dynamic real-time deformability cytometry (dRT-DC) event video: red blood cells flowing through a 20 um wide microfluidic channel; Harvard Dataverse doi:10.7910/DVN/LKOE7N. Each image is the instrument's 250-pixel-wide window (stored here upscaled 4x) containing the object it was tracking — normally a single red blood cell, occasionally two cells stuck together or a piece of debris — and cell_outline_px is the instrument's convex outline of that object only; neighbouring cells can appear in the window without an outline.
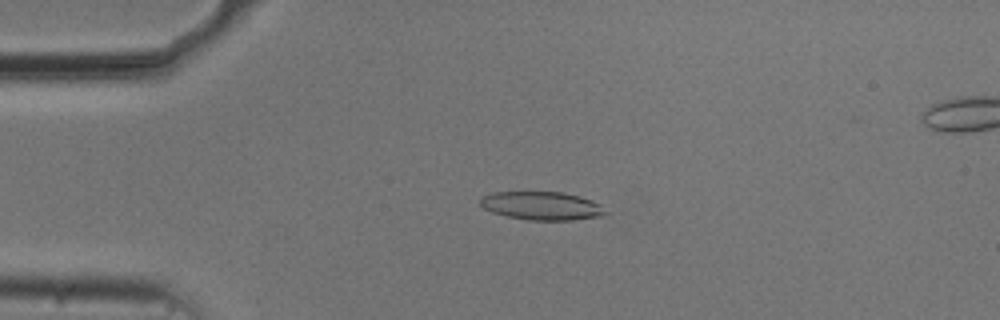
{"species": "common noctule bat (a hibernating species)", "species_latin": "Nyctalus noctula", "temperature_condition": "cold", "stored_images_in_passage": 55, "camera_frame_rate_fps": 3000, "um_per_image_px": 0.085, "animal": {"sex": "male", "body_mass_g": 20.5, "forearm_length_mm": 52.5}, "frame": {"image": 1, "passage_image": 12, "time_ms": 3.667, "image_size_px": [1000, 320], "cell_outline_px": [[604, 216], [572, 220], [528, 220], [508, 216], [492, 212], [484, 208], [480, 204], [480, 200], [484, 196], [492, 192], [564, 192], [580, 196], [592, 200], [600, 204], [604, 212]], "centroid_in_image_um": [46.06, 17.49], "position_along_channel_um": 38.9, "area_um2": 20.58}}
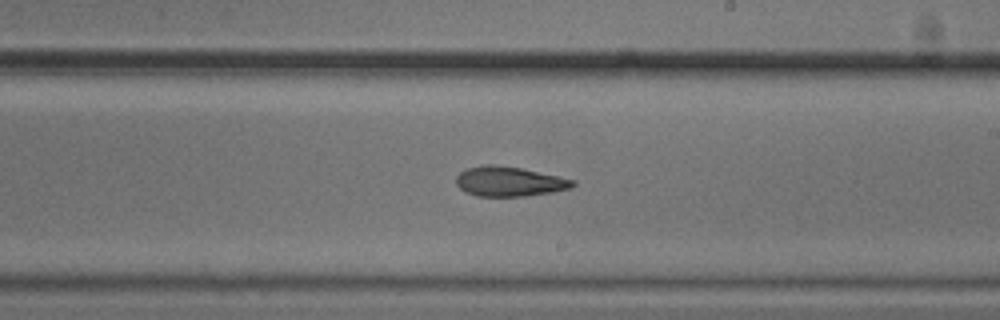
{"frame": {"image": 2, "passage_image": 31, "time_ms": 10.0, "image_size_px": [1000, 320], "cell_outline_px": [[576, 184], [572, 188], [552, 192], [524, 196], [476, 196], [464, 192], [456, 184], [456, 176], [460, 172], [468, 168], [488, 164], [496, 164], [520, 168], [576, 180]], "centroid_in_image_um": [43.28, 15.43], "position_along_channel_um": 245.7, "area_um2": 20.23}}
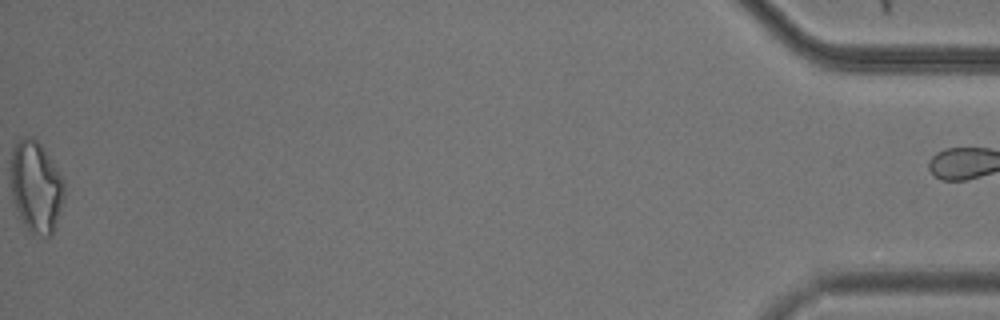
{"frame": {"image": 3, "passage_image": 54, "time_ms": 17.667, "image_size_px": [1000, 320], "cell_outline_px": [[64, 196], [52, 236], [40, 236], [32, 232], [24, 224], [12, 204], [12, 148], [24, 136], [32, 136], [40, 144], [64, 180]], "centroid_in_image_um": [3.06, 15.9], "position_along_channel_um": 432.1, "area_um2": 28.09}, "authors_computed_cell_mechanics": {"area_um2": 21.3282, "velocity_mm_per_s": 3.7178, "shape_relaxation_time_tau1_ms": null, "shape_relaxation_time_tau2_ms": 3.2148, "deformation_change_tau1": null, "deformation_change_tau2": 0.1123}}